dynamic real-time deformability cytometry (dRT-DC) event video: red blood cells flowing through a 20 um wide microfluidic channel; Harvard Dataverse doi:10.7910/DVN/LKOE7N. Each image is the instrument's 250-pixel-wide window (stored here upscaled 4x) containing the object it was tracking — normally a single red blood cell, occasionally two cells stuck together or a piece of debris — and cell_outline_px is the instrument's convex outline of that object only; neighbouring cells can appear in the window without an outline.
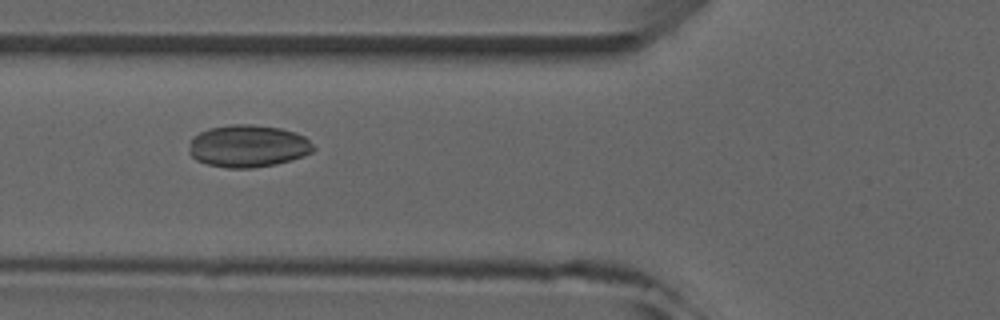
{"species": "common noctule bat (a hibernating species)", "species_latin": "Nyctalus noctula", "temperature_condition": "room temperature", "stored_images_in_passage": 7, "camera_frame_rate_fps": 3000, "um_per_image_px": 0.085, "animal": {"sex": "male", "forearm_length_mm": 52.5}, "frame": {"image": 1, "passage_image": 7, "time_ms": 6.667, "image_size_px": [1000, 320], "cell_outline_px": [[316, 148], [312, 152], [304, 156], [292, 160], [276, 164], [252, 168], [228, 168], [208, 164], [196, 160], [188, 152], [192, 136], [208, 128], [232, 124], [252, 124], [280, 128], [296, 132], [304, 136]], "centroid_in_image_um": [21.08, 12.41], "position_along_channel_um": 104.7, "area_um2": 30.87}}